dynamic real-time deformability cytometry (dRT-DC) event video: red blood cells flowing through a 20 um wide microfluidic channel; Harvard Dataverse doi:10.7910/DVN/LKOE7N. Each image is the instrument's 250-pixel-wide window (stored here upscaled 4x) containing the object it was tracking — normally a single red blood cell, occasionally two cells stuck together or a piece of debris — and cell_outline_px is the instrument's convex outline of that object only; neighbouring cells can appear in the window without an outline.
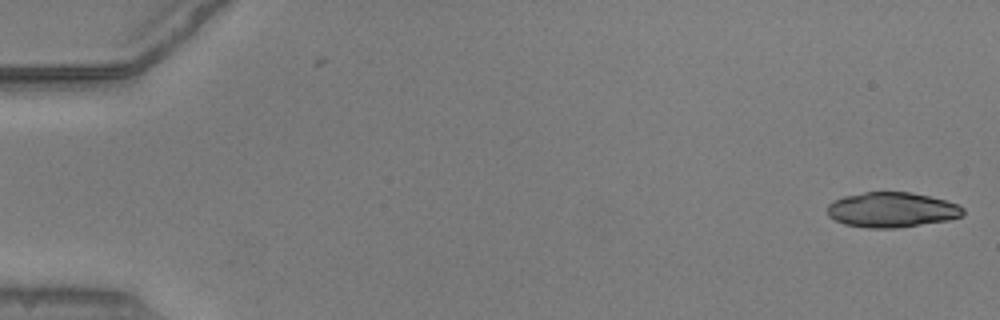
{"species": "common noctule bat (a hibernating species)", "species_latin": "Nyctalus noctula", "temperature_condition": "warm", "stored_images_in_passage": 3, "camera_frame_rate_fps": 3000, "um_per_image_px": 0.085, "animal": {"sex": "male", "body_mass_g": 20.5, "forearm_length_mm": 52.5}, "frame": {"image": 1, "passage_image": 3, "time_ms": 0.667, "image_size_px": [1000, 320], "cell_outline_px": [[964, 212], [960, 216], [948, 220], [896, 228], [868, 228], [844, 224], [828, 216], [828, 204], [844, 196], [864, 192], [912, 192], [944, 200], [956, 204], [964, 208]], "centroid_in_image_um": [75.79, 17.83], "position_along_channel_um": 9.2, "area_um2": 27.51}}